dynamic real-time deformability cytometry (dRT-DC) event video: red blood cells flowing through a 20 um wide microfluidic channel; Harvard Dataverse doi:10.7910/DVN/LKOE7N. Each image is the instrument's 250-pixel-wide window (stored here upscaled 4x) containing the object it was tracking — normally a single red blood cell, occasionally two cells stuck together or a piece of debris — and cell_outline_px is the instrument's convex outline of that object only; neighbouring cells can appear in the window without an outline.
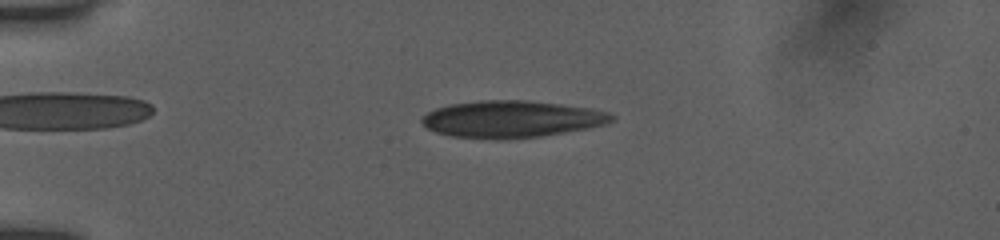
{"species": "human", "species_latin": "Homo sapiens", "temperature_condition": "room temperature", "stored_images_in_passage": 53, "camera_frame_rate_fps": 3000, "um_per_image_px": 0.085, "donor": {"sex": "female"}, "frame": {"image": 1, "passage_image": 13, "time_ms": 4.0, "image_size_px": [1000, 240], "cell_outline_px": [[616, 120], [604, 124], [588, 128], [540, 136], [508, 140], [496, 140], [452, 136], [436, 132], [428, 128], [420, 120], [420, 116], [436, 108], [448, 104], [480, 100], [528, 100], [560, 104], [588, 108], [612, 112], [616, 116]], "centroid_in_image_um": [43.48, 10.12], "position_along_channel_um": 41.5, "area_um2": 41.21}}
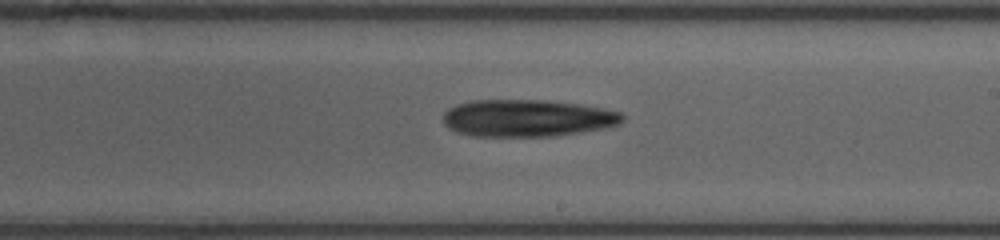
{"frame": {"image": 2, "passage_image": 32, "time_ms": 10.333, "image_size_px": [1000, 240], "cell_outline_px": [[624, 120], [620, 124], [604, 128], [580, 132], [552, 136], [472, 136], [456, 132], [448, 128], [444, 124], [444, 112], [448, 108], [456, 104], [472, 100], [544, 100], [576, 104], [600, 108], [620, 112], [624, 116]], "centroid_in_image_um": [44.78, 10.04], "position_along_channel_um": 244.2, "area_um2": 38.73}}
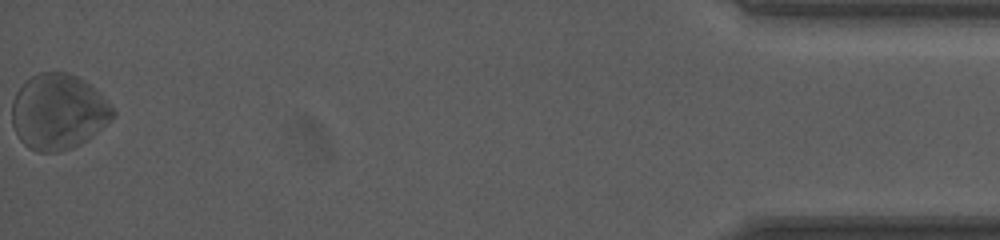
{"frame": {"image": 3, "passage_image": 53, "time_ms": 17.333, "image_size_px": [1000, 240], "cell_outline_px": [[116, 112], [112, 120], [88, 140], [80, 144], [60, 152], [36, 152], [28, 148], [20, 140], [12, 124], [12, 100], [16, 92], [32, 76], [40, 72], [68, 72], [84, 80], [100, 92]], "centroid_in_image_um": [4.97, 9.51], "position_along_channel_um": 430.2, "area_um2": 44.62}, "authors_computed_cell_mechanics": {"area_um2": 40.4022, "velocity_mm_per_s": 3.8694, "shape_relaxation_time_tau1_ms": 6.2434, "shape_relaxation_time_tau2_ms": null, "deformation_change_tau1": 0.0765, "deformation_change_tau2": null}}